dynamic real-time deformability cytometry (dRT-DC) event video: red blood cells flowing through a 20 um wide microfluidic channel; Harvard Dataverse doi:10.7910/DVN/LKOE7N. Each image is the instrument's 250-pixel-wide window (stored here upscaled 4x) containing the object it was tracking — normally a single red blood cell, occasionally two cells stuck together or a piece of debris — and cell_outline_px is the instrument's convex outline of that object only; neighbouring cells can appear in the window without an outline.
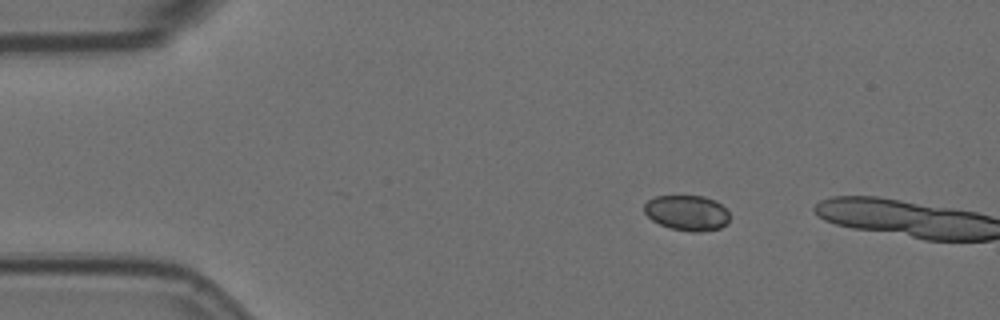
{"species": "Egyptian fruit bat (a non-hibernating species)", "species_latin": "Rousettus aegyptiacus", "temperature_condition": "room temperature", "stored_images_in_passage": 3, "camera_frame_rate_fps": 3000, "um_per_image_px": 0.085, "animal": {"sex": "female"}, "frame": {"image": 1, "passage_image": 2, "time_ms": 0.333, "image_size_px": [1000, 320], "cell_outline_px": [[728, 224], [720, 228], [700, 232], [692, 232], [672, 228], [660, 224], [652, 220], [644, 212], [644, 204], [648, 200], [656, 196], [704, 196], [716, 200], [728, 212]], "centroid_in_image_um": [58.4, 18.09], "position_along_channel_um": 26.6, "area_um2": 17.57}}